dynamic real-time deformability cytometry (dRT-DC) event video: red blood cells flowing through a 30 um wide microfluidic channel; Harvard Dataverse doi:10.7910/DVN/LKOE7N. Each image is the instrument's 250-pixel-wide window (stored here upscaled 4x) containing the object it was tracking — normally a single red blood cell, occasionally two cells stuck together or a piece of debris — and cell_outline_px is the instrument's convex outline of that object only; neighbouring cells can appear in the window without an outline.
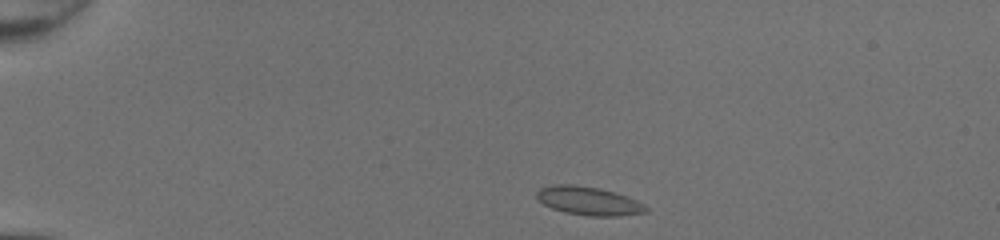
{"species": "common noctule bat (a hibernating species)", "species_latin": "Nyctalus noctula", "temperature_condition": "room temperature", "stored_images_in_passage": 39, "camera_frame_rate_fps": 3000, "um_per_image_px": 0.085, "animal": {"sex": "female", "body_mass_g": 20.0, "forearm_length_mm": 54.0}, "frame": {"image": 1, "passage_image": 1, "time_ms": 0.0, "image_size_px": [1000, 240], "cell_outline_px": [[648, 212], [616, 216], [588, 216], [564, 212], [552, 208], [544, 204], [536, 196], [536, 192], [540, 188], [552, 184], [572, 184], [600, 188], [628, 196], [644, 204], [648, 208]], "centroid_in_image_um": [50.04, 17.07], "position_along_channel_um": 35.0, "area_um2": 18.21}}
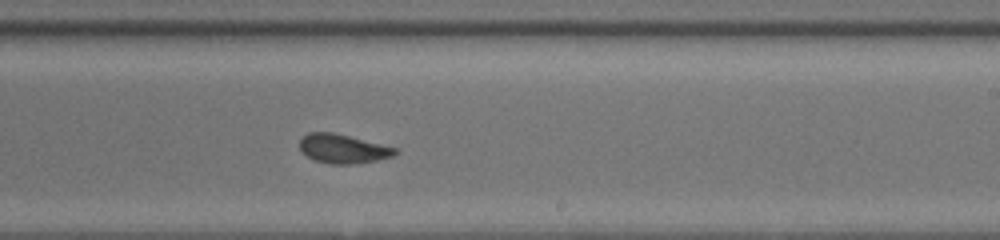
{"frame": {"image": 2, "passage_image": 22, "time_ms": 7.0, "image_size_px": [1000, 240], "cell_outline_px": [[400, 152], [392, 156], [376, 160], [356, 164], [332, 164], [316, 160], [308, 156], [300, 148], [300, 140], [308, 132], [332, 132], [396, 148]], "centroid_in_image_um": [29.16, 12.64], "position_along_channel_um": 259.8, "area_um2": 15.84}}
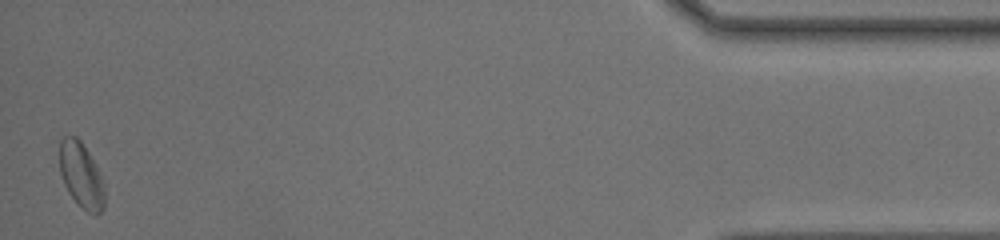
{"frame": {"image": 3, "passage_image": 39, "time_ms": 12.667, "image_size_px": [1000, 240], "cell_outline_px": [[104, 208], [96, 216], [80, 208], [68, 192], [64, 184], [60, 172], [60, 140], [64, 136], [76, 136], [80, 140], [96, 164], [104, 180]], "centroid_in_image_um": [6.92, 14.92], "position_along_channel_um": 428.3, "area_um2": 17.4}, "authors_computed_cell_mechanics": {"area_um2": 16.9354, "velocity_mm_per_s": 4.29, "shape_relaxation_time_tau1_ms": 3.775, "shape_relaxation_time_tau2_ms": 0.6292, "deformation_change_tau1": 0.083, "deformation_change_tau2": 0.0582}}